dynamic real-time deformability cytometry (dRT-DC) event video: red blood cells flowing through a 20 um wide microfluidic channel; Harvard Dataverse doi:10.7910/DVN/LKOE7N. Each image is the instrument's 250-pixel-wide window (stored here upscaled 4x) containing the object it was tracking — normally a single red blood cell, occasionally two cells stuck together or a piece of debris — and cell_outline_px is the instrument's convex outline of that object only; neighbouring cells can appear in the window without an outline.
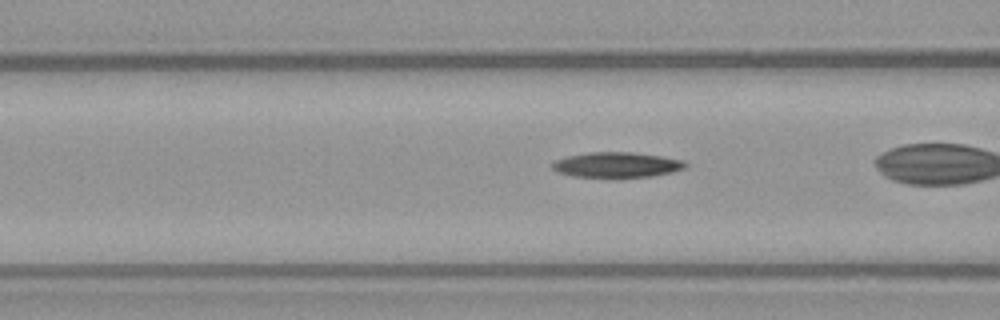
{"species": "common noctule bat (a hibernating species)", "species_latin": "Nyctalus noctula", "temperature_condition": "warm", "stored_images_in_passage": 23, "camera_frame_rate_fps": 3000, "um_per_image_px": 0.085, "animal": {"sex": "female", "body_mass_g": 21.9}, "frame": {"image": 1, "passage_image": 14, "time_ms": 4.333, "image_size_px": [1000, 320], "cell_outline_px": [[688, 164], [684, 168], [672, 172], [652, 176], [608, 180], [572, 176], [556, 172], [552, 168], [552, 164], [556, 160], [568, 156], [588, 152], [632, 152], [664, 156], [684, 160]], "centroid_in_image_um": [52.42, 14.05], "position_along_channel_um": 114.2, "area_um2": 20.52}}
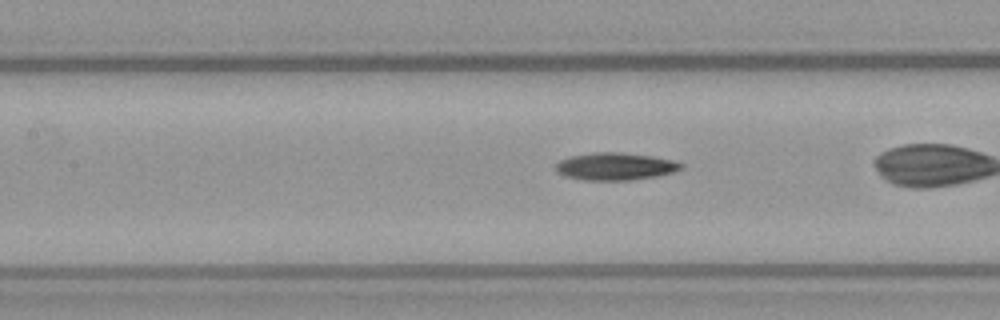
{"frame": {"image": 2, "passage_image": 17, "time_ms": 5.333, "image_size_px": [1000, 320], "cell_outline_px": [[684, 168], [676, 172], [656, 176], [632, 180], [584, 180], [564, 176], [556, 172], [556, 164], [560, 160], [572, 156], [592, 152], [620, 152], [652, 156], [676, 160], [684, 164]], "centroid_in_image_um": [52.35, 14.14], "position_along_channel_um": 155.1, "area_um2": 20.29}}